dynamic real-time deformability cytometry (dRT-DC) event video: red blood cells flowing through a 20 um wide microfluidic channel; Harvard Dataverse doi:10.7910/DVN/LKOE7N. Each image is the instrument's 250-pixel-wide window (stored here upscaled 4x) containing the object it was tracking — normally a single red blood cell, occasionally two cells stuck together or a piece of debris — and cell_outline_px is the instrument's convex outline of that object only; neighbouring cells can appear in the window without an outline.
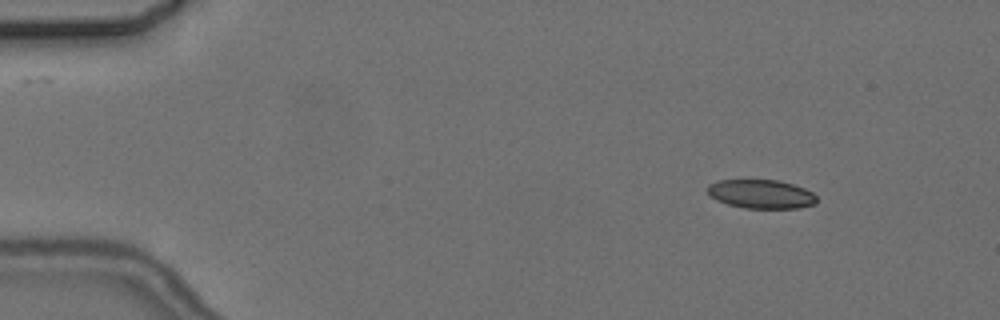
{"species": "common noctule bat (a hibernating species)", "species_latin": "Nyctalus noctula", "temperature_condition": "cold", "stored_images_in_passage": 4, "camera_frame_rate_fps": 3000, "um_per_image_px": 0.085, "animal": {"sex": "female", "body_mass_g": 24.6, "forearm_length_mm": 56.2}, "frame": {"image": 1, "passage_image": 1, "time_ms": 0.0, "image_size_px": [1000, 320], "cell_outline_px": [[816, 204], [800, 208], [744, 208], [728, 204], [716, 200], [708, 192], [708, 184], [716, 180], [780, 180], [804, 188], [812, 192], [816, 196]], "centroid_in_image_um": [64.71, 16.49], "position_along_channel_um": 20.3, "area_um2": 18.38}}
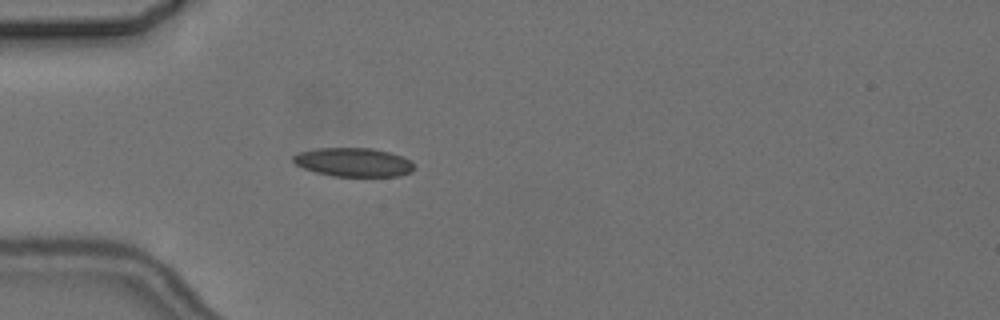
{"frame": {"image": 2, "passage_image": 4, "time_ms": 3.333, "image_size_px": [1000, 320], "cell_outline_px": [[412, 172], [400, 176], [332, 176], [316, 172], [304, 168], [296, 164], [292, 160], [292, 156], [300, 152], [316, 148], [372, 148], [388, 152], [400, 156], [408, 160], [412, 164]], "centroid_in_image_um": [30.01, 13.79], "position_along_channel_um": 55.0, "area_um2": 20.06}}